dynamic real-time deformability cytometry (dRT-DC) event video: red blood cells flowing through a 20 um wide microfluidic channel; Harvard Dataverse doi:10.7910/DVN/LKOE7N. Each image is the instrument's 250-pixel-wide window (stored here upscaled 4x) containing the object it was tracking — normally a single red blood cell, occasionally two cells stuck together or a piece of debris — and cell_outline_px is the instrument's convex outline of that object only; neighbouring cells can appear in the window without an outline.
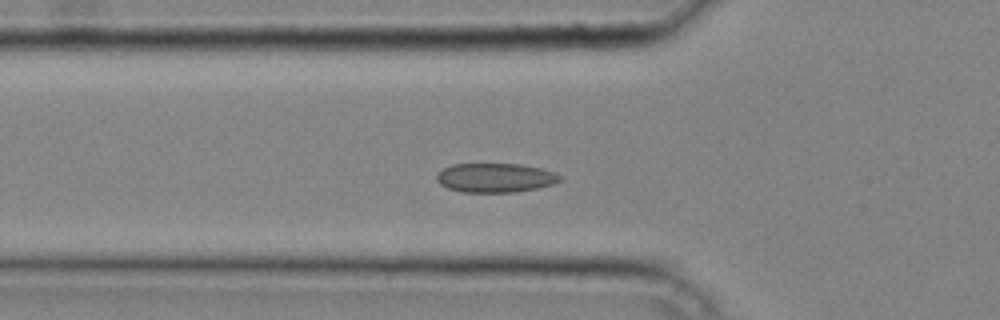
{"species": "common noctule bat (a hibernating species)", "species_latin": "Nyctalus noctula", "temperature_condition": "cold", "stored_images_in_passage": 39, "camera_frame_rate_fps": 3000, "um_per_image_px": 0.085, "animal": {"sex": "male", "body_mass_g": 20.4}, "frame": {"image": 1, "passage_image": 12, "time_ms": 3.667, "image_size_px": [1000, 320], "cell_outline_px": [[564, 180], [552, 184], [536, 188], [516, 192], [460, 192], [448, 188], [440, 184], [436, 180], [436, 176], [444, 168], [452, 164], [520, 164], [540, 168], [556, 172]], "centroid_in_image_um": [42.11, 15.11], "position_along_channel_um": 83.7, "area_um2": 20.98}}
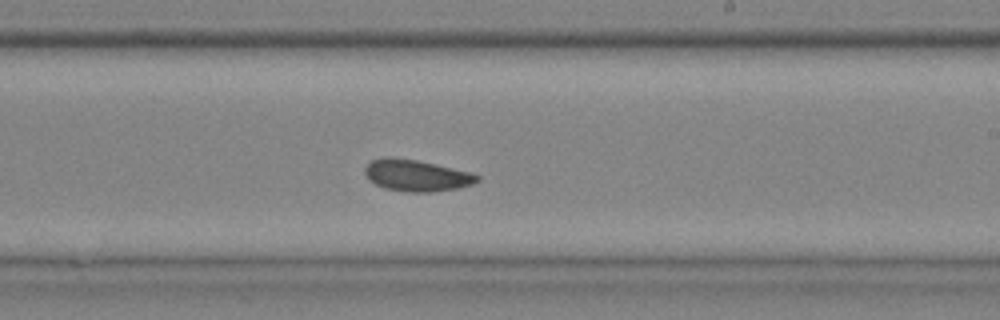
{"frame": {"image": 2, "passage_image": 23, "time_ms": 7.333, "image_size_px": [1000, 320], "cell_outline_px": [[480, 180], [472, 184], [456, 188], [432, 192], [408, 192], [384, 188], [368, 180], [364, 172], [364, 168], [372, 160], [384, 156], [388, 156], [416, 160], [472, 172], [480, 176]], "centroid_in_image_um": [35.38, 14.91], "position_along_channel_um": 253.6, "area_um2": 20.69}}
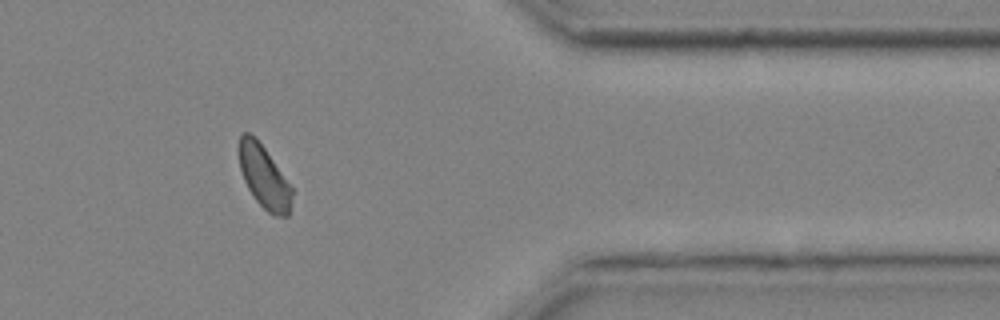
{"frame": {"image": 3, "passage_image": 33, "time_ms": 10.667, "image_size_px": [1000, 320], "cell_outline_px": [[292, 196], [288, 216], [276, 216], [268, 212], [256, 200], [248, 188], [244, 180], [240, 168], [236, 148], [240, 136], [244, 132], [248, 132], [264, 148], [292, 188]], "centroid_in_image_um": [22.4, 15.02], "position_along_channel_um": 389.0, "area_um2": 19.07}}